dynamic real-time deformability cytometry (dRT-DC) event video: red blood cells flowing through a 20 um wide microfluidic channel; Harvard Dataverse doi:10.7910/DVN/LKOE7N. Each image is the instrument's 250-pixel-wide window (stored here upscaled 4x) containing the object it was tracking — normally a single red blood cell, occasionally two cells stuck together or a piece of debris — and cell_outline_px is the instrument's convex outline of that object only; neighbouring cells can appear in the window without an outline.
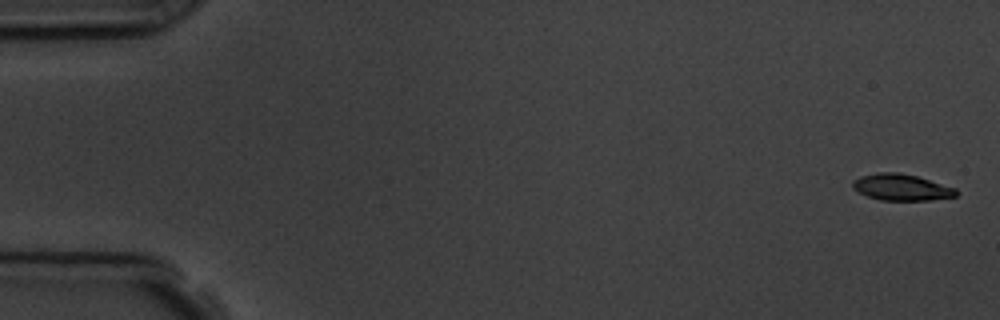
{"species": "common noctule bat (a hibernating species)", "species_latin": "Nyctalus noctula", "temperature_condition": "room temperature", "stored_images_in_passage": 6, "camera_frame_rate_fps": 3000, "um_per_image_px": 0.085, "animal": {"sex": "male", "body_mass_g": 19.5, "forearm_length_mm": 54.6}, "frame": {"image": 1, "passage_image": 1, "time_ms": 0.0, "image_size_px": [1000, 320], "cell_outline_px": [[960, 192], [956, 196], [928, 200], [880, 200], [868, 196], [852, 188], [852, 180], [860, 176], [876, 172], [896, 172], [916, 176], [956, 188]], "centroid_in_image_um": [76.61, 15.91], "position_along_channel_um": 8.4, "area_um2": 15.9}}